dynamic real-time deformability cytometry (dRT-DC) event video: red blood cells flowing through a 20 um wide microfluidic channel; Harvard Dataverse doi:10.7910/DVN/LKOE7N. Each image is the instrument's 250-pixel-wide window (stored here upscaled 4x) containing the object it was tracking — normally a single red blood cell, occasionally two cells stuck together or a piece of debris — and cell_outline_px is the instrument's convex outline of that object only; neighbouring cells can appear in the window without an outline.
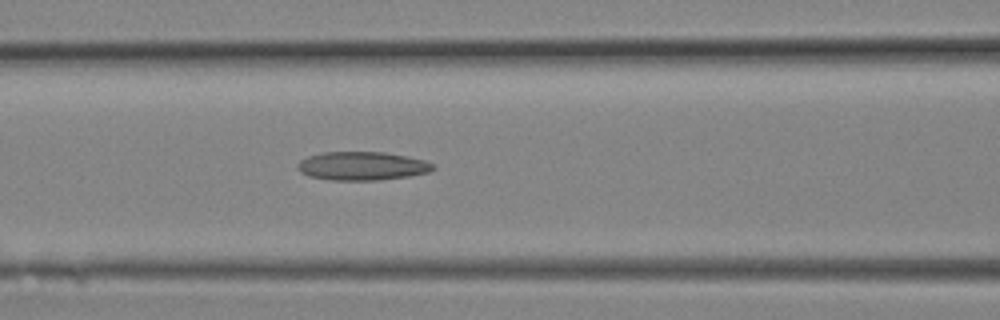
{"species": "Egyptian fruit bat (a non-hibernating species)", "species_latin": "Rousettus aegyptiacus", "temperature_condition": "room temperature", "stored_images_in_passage": 6, "camera_frame_rate_fps": 3000, "um_per_image_px": 0.085, "animal": {"sex": "female"}, "frame": {"image": 1, "passage_image": 6, "time_ms": 1.667, "image_size_px": [1000, 320], "cell_outline_px": [[436, 168], [428, 172], [408, 176], [380, 180], [328, 180], [308, 176], [300, 172], [296, 168], [296, 164], [300, 160], [308, 156], [320, 152], [384, 152], [408, 156], [424, 160], [432, 164]], "centroid_in_image_um": [30.73, 14.11], "position_along_channel_um": 135.9, "area_um2": 22.72}}